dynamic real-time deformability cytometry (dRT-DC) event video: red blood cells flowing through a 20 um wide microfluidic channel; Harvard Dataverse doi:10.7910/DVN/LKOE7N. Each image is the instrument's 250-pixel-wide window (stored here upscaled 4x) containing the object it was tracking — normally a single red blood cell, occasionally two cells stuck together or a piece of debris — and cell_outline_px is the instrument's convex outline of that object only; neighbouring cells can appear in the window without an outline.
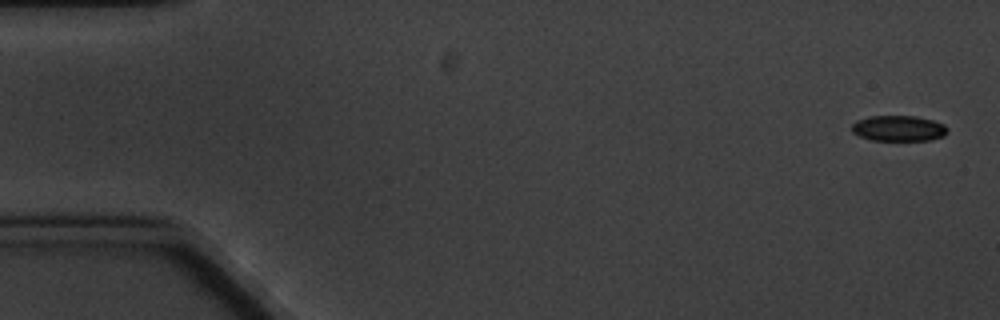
{"species": "common noctule bat (a hibernating species)", "species_latin": "Nyctalus noctula", "temperature_condition": "cold", "stored_images_in_passage": 10, "camera_frame_rate_fps": 3000, "um_per_image_px": 0.085, "animal": {"sex": "male", "body_mass_g": 20.1, "forearm_length_mm": 53.5}, "frame": {"image": 1, "passage_image": 1, "time_ms": 0.0, "image_size_px": [1000, 320], "cell_outline_px": [[948, 132], [944, 136], [932, 140], [872, 140], [860, 136], [852, 132], [852, 124], [856, 120], [872, 116], [916, 116], [932, 120], [944, 124], [948, 128]], "centroid_in_image_um": [76.41, 10.91], "position_along_channel_um": 8.6, "area_um2": 14.33}}
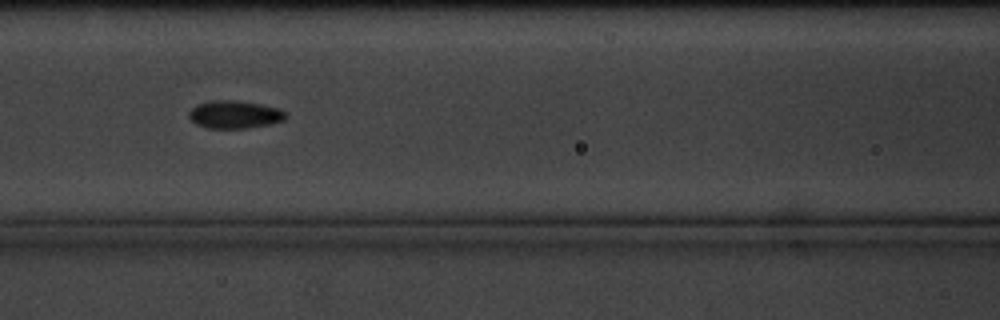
{"frame": {"image": 2, "passage_image": 7, "time_ms": 8.0, "image_size_px": [1000, 320], "cell_outline_px": [[288, 112], [284, 120], [268, 124], [244, 128], [208, 128], [196, 124], [188, 116], [188, 112], [196, 104], [212, 100], [236, 100], [260, 104], [280, 108]], "centroid_in_image_um": [19.94, 9.72], "position_along_channel_um": 146.7, "area_um2": 15.72}}
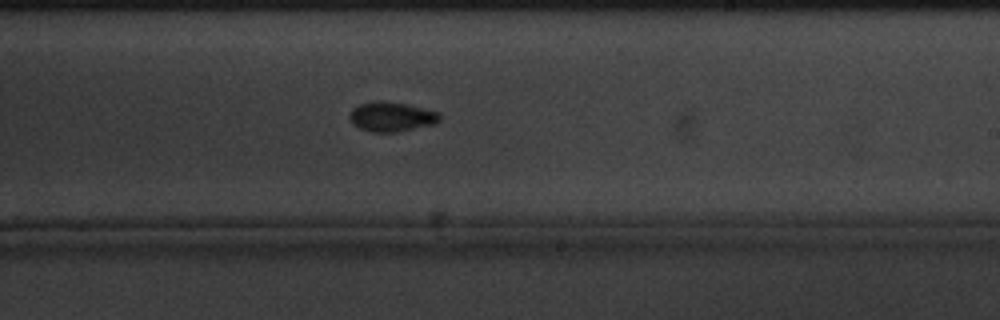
{"frame": {"image": 3, "passage_image": 10, "time_ms": 11.333, "image_size_px": [1000, 320], "cell_outline_px": [[440, 120], [436, 124], [396, 132], [372, 132], [360, 128], [352, 124], [348, 116], [352, 108], [360, 104], [372, 100], [384, 100], [404, 104], [440, 112]], "centroid_in_image_um": [33.25, 9.91], "position_along_channel_um": 255.7, "area_um2": 15.72}}